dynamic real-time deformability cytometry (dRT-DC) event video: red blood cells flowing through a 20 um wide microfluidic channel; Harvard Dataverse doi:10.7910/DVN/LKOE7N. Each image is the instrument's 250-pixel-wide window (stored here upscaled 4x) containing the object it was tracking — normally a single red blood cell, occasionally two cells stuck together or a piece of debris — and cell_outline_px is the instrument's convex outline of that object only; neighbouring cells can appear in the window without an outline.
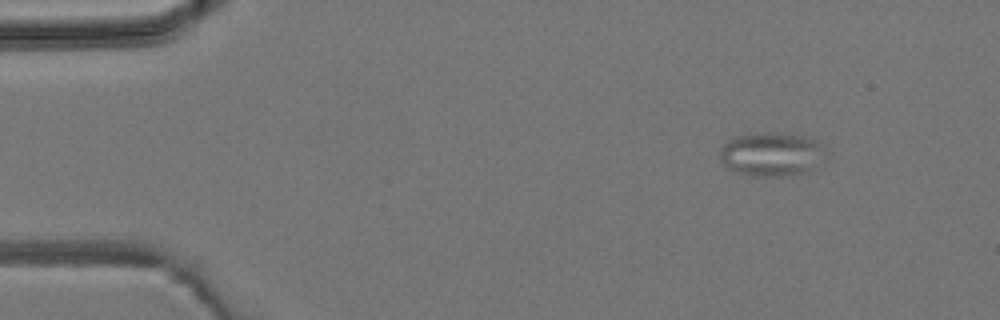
{"species": "common noctule bat (a hibernating species)", "species_latin": "Nyctalus noctula", "temperature_condition": "room temperature", "stored_images_in_passage": 3, "camera_frame_rate_fps": 3000, "um_per_image_px": 0.085, "animal": {"sex": "male", "body_mass_g": 19.2, "forearm_length_mm": 51.8}, "frame": {"image": 1, "passage_image": 1, "time_ms": 0.0, "image_size_px": [1000, 320], "cell_outline_px": [[820, 144], [808, 172], [792, 176], [752, 176], [732, 172], [720, 160], [720, 148], [732, 136], [748, 132], [772, 132], [804, 136]], "centroid_in_image_um": [65.34, 13.1], "position_along_channel_um": 19.7, "area_um2": 26.36}}